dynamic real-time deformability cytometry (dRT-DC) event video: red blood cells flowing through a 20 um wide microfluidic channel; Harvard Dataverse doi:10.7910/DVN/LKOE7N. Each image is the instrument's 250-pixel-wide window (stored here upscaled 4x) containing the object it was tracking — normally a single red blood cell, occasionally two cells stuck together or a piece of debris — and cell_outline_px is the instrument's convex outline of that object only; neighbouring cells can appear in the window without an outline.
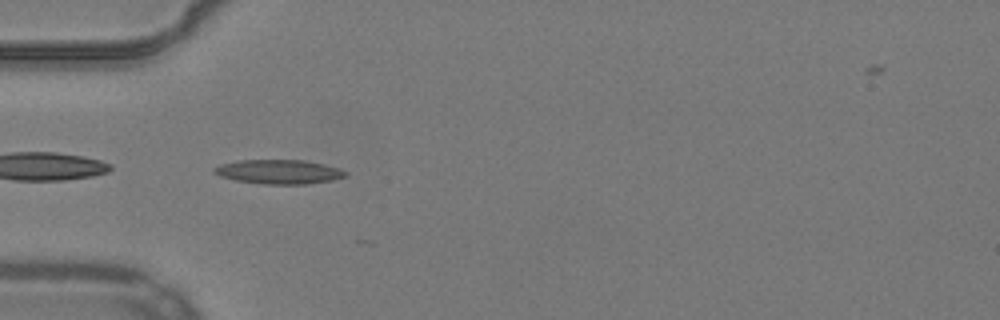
{"species": "common noctule bat (a hibernating species)", "species_latin": "Nyctalus noctula", "temperature_condition": "warm", "stored_images_in_passage": 2, "camera_frame_rate_fps": 3000, "um_per_image_px": 0.085, "animal": {"sex": "male", "body_mass_g": 19.2, "forearm_length_mm": 51.8}, "frame": {"image": 1, "passage_image": 1, "time_ms": 0.0, "image_size_px": [1000, 320], "cell_outline_px": [[348, 176], [332, 180], [304, 184], [264, 184], [236, 180], [220, 176], [212, 172], [212, 168], [220, 164], [240, 160], [304, 160], [324, 164], [340, 168], [348, 172]], "centroid_in_image_um": [23.72, 14.59], "position_along_channel_um": 61.3, "area_um2": 18.61}}